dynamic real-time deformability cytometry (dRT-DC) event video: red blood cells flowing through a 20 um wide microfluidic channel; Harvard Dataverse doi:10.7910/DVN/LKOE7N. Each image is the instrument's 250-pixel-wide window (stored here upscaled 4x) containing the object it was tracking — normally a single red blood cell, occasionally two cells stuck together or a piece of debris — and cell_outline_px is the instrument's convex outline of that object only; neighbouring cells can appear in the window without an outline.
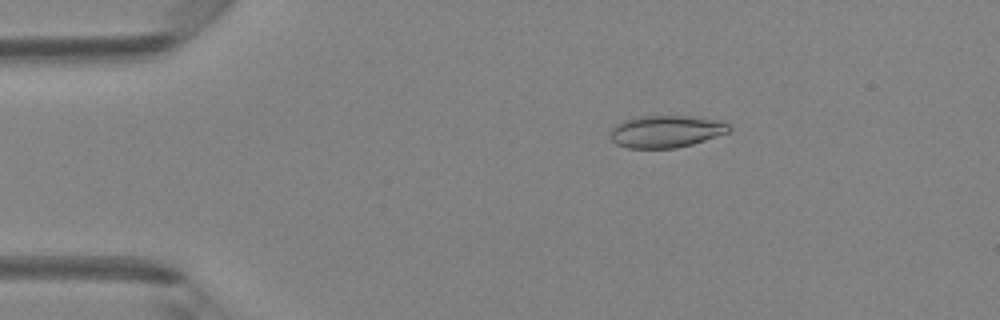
{"species": "Egyptian fruit bat (a non-hibernating species)", "species_latin": "Rousettus aegyptiacus", "temperature_condition": "room temperature", "stored_images_in_passage": 49, "camera_frame_rate_fps": 3000, "um_per_image_px": 0.085, "animal": {"sex": "female"}, "frame": {"image": 1, "passage_image": 9, "time_ms": 2.667, "image_size_px": [1000, 320], "cell_outline_px": [[732, 132], [692, 144], [676, 148], [628, 148], [616, 144], [608, 136], [608, 132], [616, 124], [624, 120], [636, 116], [692, 116], [720, 120], [732, 124]], "centroid_in_image_um": [56.65, 11.16], "position_along_channel_um": 28.4, "area_um2": 22.77}}
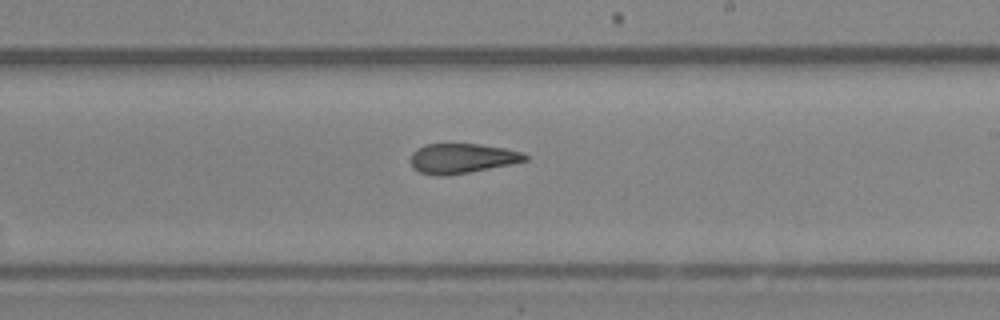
{"frame": {"image": 2, "passage_image": 29, "time_ms": 9.333, "image_size_px": [1000, 320], "cell_outline_px": [[528, 160], [512, 164], [448, 176], [436, 176], [420, 172], [412, 168], [412, 152], [416, 148], [428, 144], [480, 144], [504, 148], [524, 152], [528, 156]], "centroid_in_image_um": [39.29, 13.47], "position_along_channel_um": 249.7, "area_um2": 20.0}}
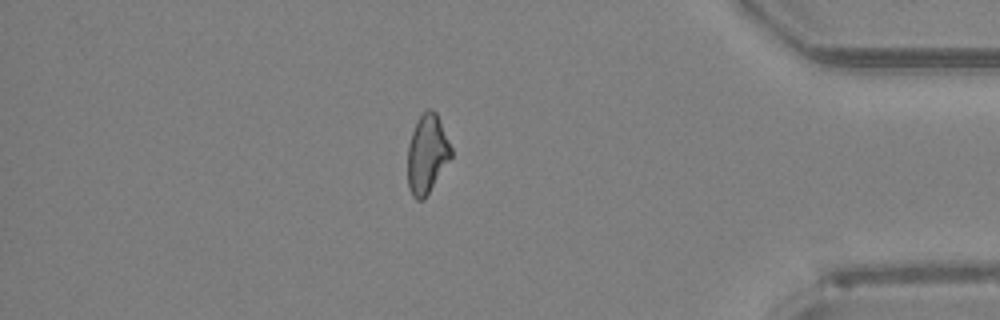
{"frame": {"image": 3, "passage_image": 42, "time_ms": 13.667, "image_size_px": [1000, 320], "cell_outline_px": [[452, 156], [424, 200], [416, 200], [412, 196], [408, 188], [408, 144], [412, 132], [420, 116], [428, 108], [432, 108], [436, 112], [452, 148]], "centroid_in_image_um": [36.3, 13.11], "position_along_channel_um": 398.9, "area_um2": 19.88}, "authors_computed_cell_mechanics": {"area_um2": 21.097, "velocity_mm_per_s": 4.2098, "shape_relaxation_time_tau1_ms": null, "shape_relaxation_time_tau2_ms": 2.9153, "deformation_change_tau1": null, "deformation_change_tau2": 0.1026}}